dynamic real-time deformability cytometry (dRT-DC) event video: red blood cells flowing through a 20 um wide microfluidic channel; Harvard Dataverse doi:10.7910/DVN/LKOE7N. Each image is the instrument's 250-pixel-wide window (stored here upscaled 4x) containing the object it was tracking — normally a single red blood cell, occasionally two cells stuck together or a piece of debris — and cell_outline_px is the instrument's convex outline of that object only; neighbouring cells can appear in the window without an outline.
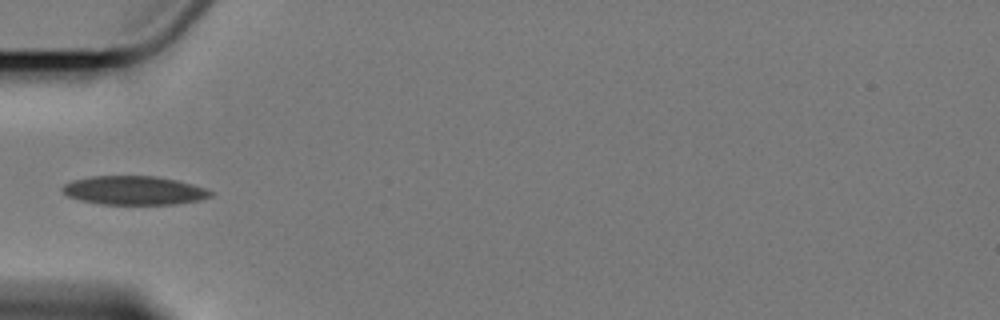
{"species": "Egyptian fruit bat (a non-hibernating species)", "species_latin": "Rousettus aegyptiacus", "temperature_condition": "cold", "stored_images_in_passage": 5, "camera_frame_rate_fps": 3000, "um_per_image_px": 0.085, "animal": {"sex": "female"}, "frame": {"image": 1, "passage_image": 5, "time_ms": 5.667, "image_size_px": [1000, 320], "cell_outline_px": [[216, 192], [212, 196], [200, 200], [176, 204], [100, 204], [80, 200], [68, 196], [60, 188], [64, 184], [72, 180], [92, 176], [156, 176], [176, 180], [192, 184]], "centroid_in_image_um": [11.41, 16.18], "position_along_channel_um": 73.6, "area_um2": 24.91}}